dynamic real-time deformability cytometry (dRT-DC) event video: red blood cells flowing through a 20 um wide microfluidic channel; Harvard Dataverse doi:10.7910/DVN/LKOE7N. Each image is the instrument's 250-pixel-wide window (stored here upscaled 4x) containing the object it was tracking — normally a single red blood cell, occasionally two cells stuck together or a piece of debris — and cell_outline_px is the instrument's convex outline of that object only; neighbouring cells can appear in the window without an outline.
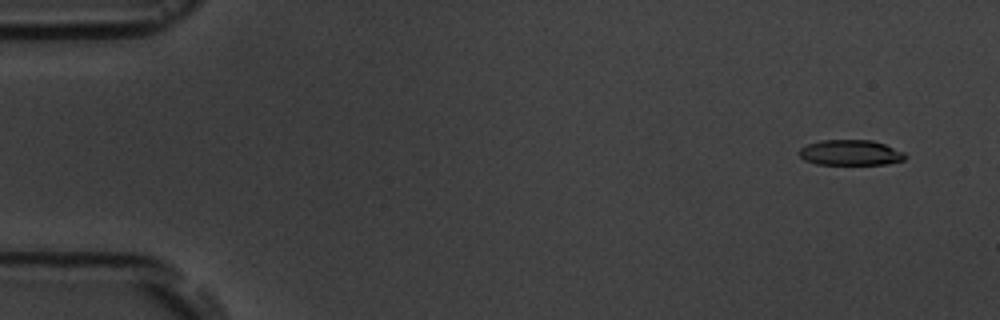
{"species": "common noctule bat (a hibernating species)", "species_latin": "Nyctalus noctula", "temperature_condition": "room temperature", "stored_images_in_passage": 17, "camera_frame_rate_fps": 3000, "um_per_image_px": 0.085, "animal": {"sex": "male", "body_mass_g": 19.5, "forearm_length_mm": 54.6}, "frame": {"image": 1, "passage_image": 2, "time_ms": 1.0, "image_size_px": [1000, 320], "cell_outline_px": [[908, 156], [904, 160], [888, 164], [816, 164], [804, 160], [800, 156], [800, 148], [808, 144], [820, 140], [872, 140], [884, 144], [904, 152]], "centroid_in_image_um": [72.31, 12.98], "position_along_channel_um": 12.7, "area_um2": 15.72}}
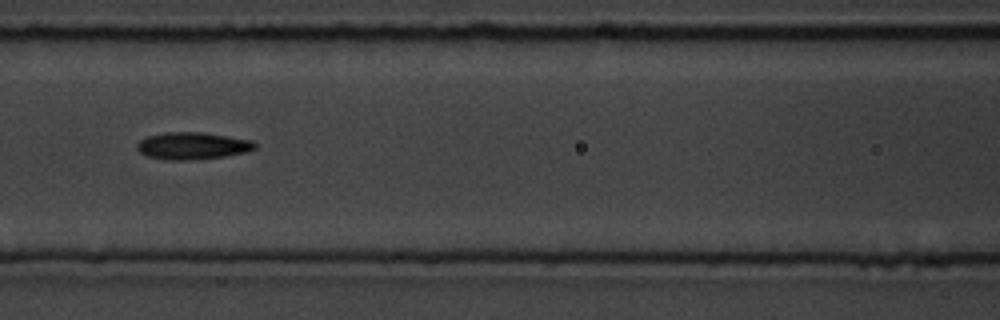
{"frame": {"image": 2, "passage_image": 8, "time_ms": 8.0, "image_size_px": [1000, 320], "cell_outline_px": [[256, 148], [248, 152], [224, 156], [192, 160], [168, 160], [148, 156], [140, 152], [136, 148], [136, 144], [140, 140], [148, 136], [164, 132], [204, 132], [252, 140], [256, 144]], "centroid_in_image_um": [16.37, 12.39], "position_along_channel_um": 150.2, "area_um2": 18.73}}
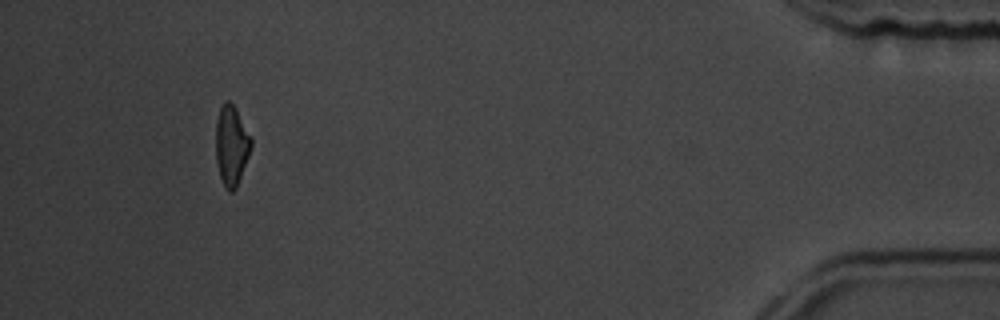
{"frame": {"image": 3, "passage_image": 16, "time_ms": 17.0, "image_size_px": [1000, 320], "cell_outline_px": [[252, 148], [236, 188], [232, 192], [228, 192], [220, 176], [216, 164], [216, 120], [220, 108], [224, 100], [228, 100], [236, 108], [252, 140]], "centroid_in_image_um": [19.67, 12.36], "position_along_channel_um": 415.5, "area_um2": 16.47}, "authors_computed_cell_mechanics": {"area_um2": 17.3978, "velocity_mm_per_s": 3.7148, "shape_relaxation_time_tau1_ms": 1.9859, "shape_relaxation_time_tau2_ms": 2.5825, "deformation_change_tau1": 0.1518, "deformation_change_tau2": 0.1136}}